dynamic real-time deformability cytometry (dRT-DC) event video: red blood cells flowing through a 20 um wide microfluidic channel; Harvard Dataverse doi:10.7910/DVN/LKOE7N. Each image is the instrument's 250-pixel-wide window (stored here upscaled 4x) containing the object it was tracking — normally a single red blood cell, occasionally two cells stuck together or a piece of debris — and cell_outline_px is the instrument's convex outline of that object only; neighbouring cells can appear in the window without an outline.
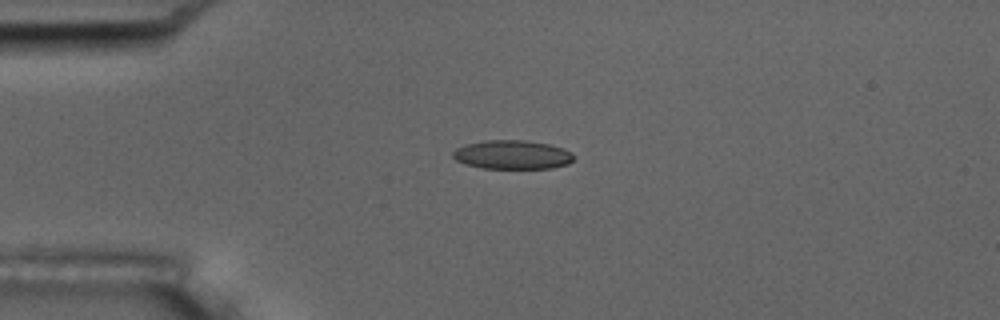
{"species": "common noctule bat (a hibernating species)", "species_latin": "Nyctalus noctula", "temperature_condition": "room temperature", "stored_images_in_passage": 5, "camera_frame_rate_fps": 3000, "um_per_image_px": 0.085, "animal": {"sex": "male", "body_mass_g": 17.5, "forearm_length_mm": 52.3}, "frame": {"image": 1, "passage_image": 4, "time_ms": 3.333, "image_size_px": [1000, 320], "cell_outline_px": [[572, 160], [568, 164], [552, 168], [480, 168], [464, 164], [456, 160], [452, 156], [452, 152], [456, 148], [464, 144], [484, 140], [524, 140], [548, 144], [564, 148], [572, 152]], "centroid_in_image_um": [43.51, 13.14], "position_along_channel_um": 41.5, "area_um2": 20.46}}